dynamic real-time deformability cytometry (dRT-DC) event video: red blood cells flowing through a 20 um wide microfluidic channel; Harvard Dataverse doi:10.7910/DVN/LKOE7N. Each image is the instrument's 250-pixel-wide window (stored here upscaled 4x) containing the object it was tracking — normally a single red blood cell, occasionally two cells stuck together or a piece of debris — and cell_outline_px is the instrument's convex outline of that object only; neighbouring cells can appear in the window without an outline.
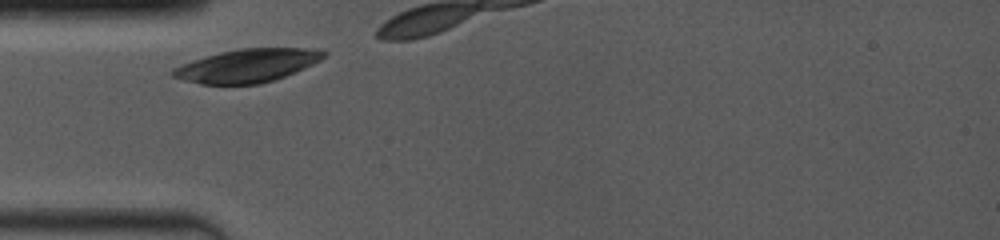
{"species": "common noctule bat (a hibernating species)", "species_latin": "Nyctalus noctula", "temperature_condition": "room temperature", "stored_images_in_passage": 6, "camera_frame_rate_fps": 4000, "um_per_image_px": 0.085, "animal": {"sex": "female", "body_mass_g": 19.0, "forearm_length_mm": 53.3}, "frame": {"image": 1, "passage_image": 1, "time_ms": 0.0, "image_size_px": [1000, 240], "cell_outline_px": [[328, 52], [320, 60], [296, 72], [260, 84], [200, 84], [184, 80], [172, 76], [168, 72], [172, 68], [180, 64], [204, 56], [220, 52], [240, 48], [324, 48]], "centroid_in_image_um": [21.0, 5.56], "position_along_channel_um": 64.0, "area_um2": 29.48}}